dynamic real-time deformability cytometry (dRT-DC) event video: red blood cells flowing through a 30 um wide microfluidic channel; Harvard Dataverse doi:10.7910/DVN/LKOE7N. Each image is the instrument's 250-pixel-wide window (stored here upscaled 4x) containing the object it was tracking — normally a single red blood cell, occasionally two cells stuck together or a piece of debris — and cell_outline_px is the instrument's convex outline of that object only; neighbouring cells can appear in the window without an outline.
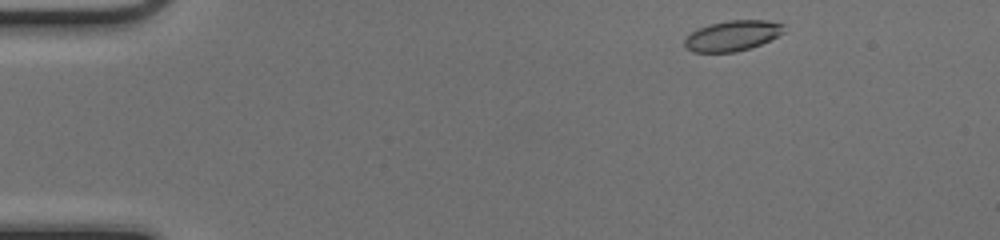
{"species": "common noctule bat (a hibernating species)", "species_latin": "Nyctalus noctula", "temperature_condition": "cold", "stored_images_in_passage": 45, "camera_frame_rate_fps": 3000, "um_per_image_px": 0.085, "animal": {"sex": "female", "body_mass_g": 17.0, "forearm_length_mm": 48.0}, "frame": {"image": 1, "passage_image": 1, "time_ms": 0.0, "image_size_px": [1000, 240], "cell_outline_px": [[784, 32], [752, 48], [736, 52], [692, 52], [684, 48], [684, 40], [696, 28], [708, 24], [728, 20], [768, 20], [784, 24]], "centroid_in_image_um": [62.22, 3.03], "position_along_channel_um": 22.8, "area_um2": 17.74}}
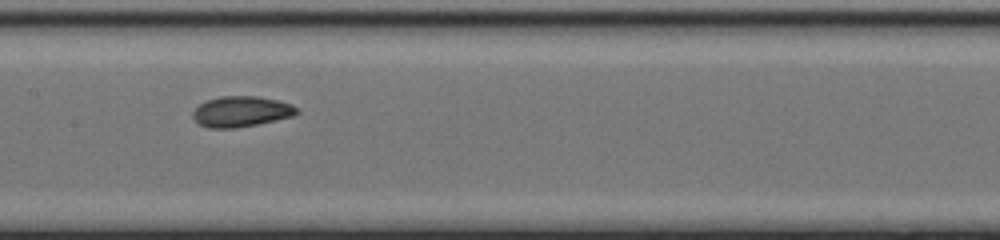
{"frame": {"image": 2, "passage_image": 20, "time_ms": 6.333, "image_size_px": [1000, 240], "cell_outline_px": [[300, 112], [292, 116], [276, 120], [236, 128], [208, 128], [200, 124], [192, 116], [192, 112], [200, 104], [208, 100], [220, 96], [256, 96], [276, 100], [292, 104]], "centroid_in_image_um": [20.5, 9.48], "position_along_channel_um": 186.9, "area_um2": 18.38}}
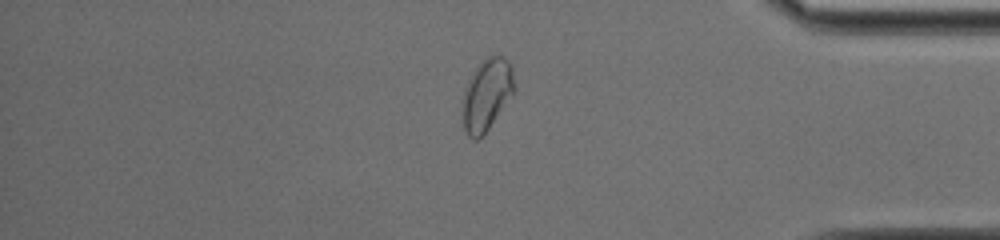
{"frame": {"image": 3, "passage_image": 37, "time_ms": 12.0, "image_size_px": [1000, 240], "cell_outline_px": [[516, 88], [488, 128], [476, 140], [472, 140], [468, 136], [464, 128], [464, 88], [472, 72], [488, 56], [504, 56], [508, 60], [512, 68]], "centroid_in_image_um": [41.39, 8.0], "position_along_channel_um": 393.8, "area_um2": 21.04}, "authors_computed_cell_mechanics": {"area_um2": 18.4382, "velocity_mm_per_s": 4.0767, "shape_relaxation_time_tau1_ms": 4.0834, "shape_relaxation_time_tau2_ms": 1.7475, "deformation_change_tau1": 0.0957, "deformation_change_tau2": 0.059}}